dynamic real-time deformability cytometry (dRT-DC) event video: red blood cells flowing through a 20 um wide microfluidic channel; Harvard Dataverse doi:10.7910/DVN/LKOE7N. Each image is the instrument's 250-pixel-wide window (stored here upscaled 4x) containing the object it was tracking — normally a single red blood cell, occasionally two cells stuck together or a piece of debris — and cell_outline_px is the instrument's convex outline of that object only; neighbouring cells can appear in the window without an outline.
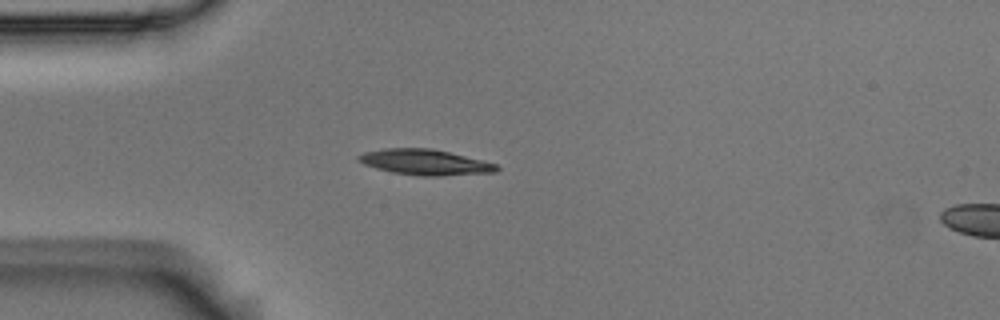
{"species": "Egyptian fruit bat (a non-hibernating species)", "species_latin": "Rousettus aegyptiacus", "temperature_condition": "room temperature", "stored_images_in_passage": 5, "camera_frame_rate_fps": 3000, "um_per_image_px": 0.085, "animal": {"sex": "male"}, "frame": {"image": 1, "passage_image": 4, "time_ms": 1.0, "image_size_px": [1000, 320], "cell_outline_px": [[500, 168], [496, 172], [440, 176], [424, 176], [392, 172], [376, 168], [364, 164], [356, 160], [356, 156], [364, 152], [384, 148], [432, 148], [484, 160], [496, 164]], "centroid_in_image_um": [36.12, 13.78], "position_along_channel_um": 48.9, "area_um2": 20.69}}